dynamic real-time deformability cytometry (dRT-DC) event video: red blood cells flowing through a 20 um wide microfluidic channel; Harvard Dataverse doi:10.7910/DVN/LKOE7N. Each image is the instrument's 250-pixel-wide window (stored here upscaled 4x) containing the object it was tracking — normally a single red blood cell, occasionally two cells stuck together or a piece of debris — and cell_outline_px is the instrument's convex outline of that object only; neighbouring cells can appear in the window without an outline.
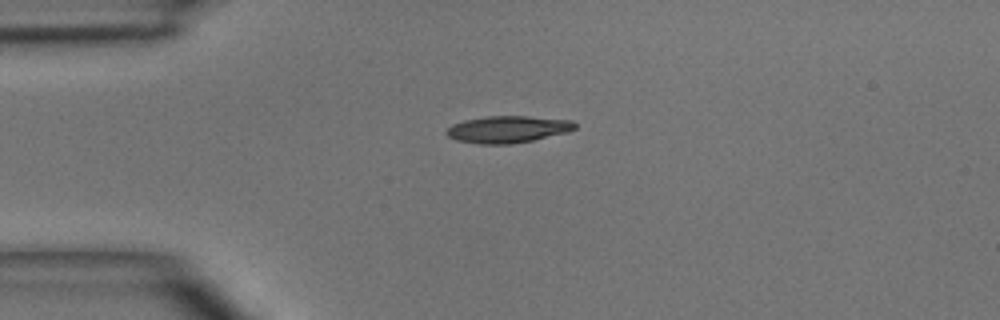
{"species": "common noctule bat (a hibernating species)", "species_latin": "Nyctalus noctula", "temperature_condition": "room temperature", "stored_images_in_passage": 4, "camera_frame_rate_fps": 3000, "um_per_image_px": 0.085, "animal": {"sex": "male", "body_mass_g": 15.6}, "frame": {"image": 1, "passage_image": 1, "time_ms": 0.0, "image_size_px": [1000, 320], "cell_outline_px": [[576, 128], [568, 132], [532, 140], [512, 144], [480, 144], [456, 140], [448, 136], [444, 132], [452, 124], [464, 120], [484, 116], [528, 116], [572, 120], [576, 124]], "centroid_in_image_um": [43.15, 10.98], "position_along_channel_um": 41.9, "area_um2": 20.23}}
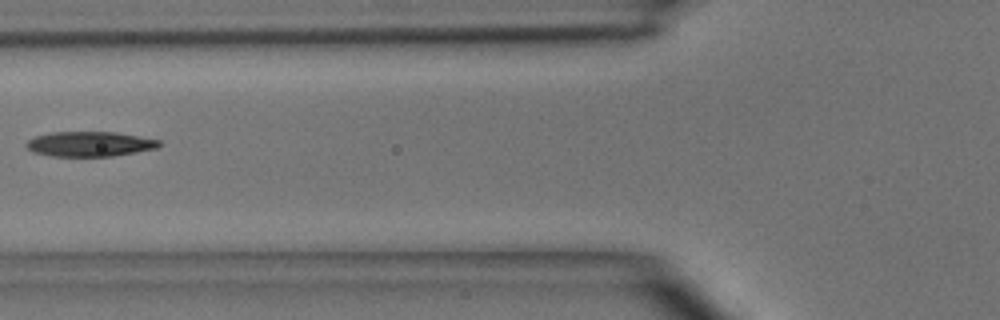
{"frame": {"image": 2, "passage_image": 3, "time_ms": 2.333, "image_size_px": [1000, 320], "cell_outline_px": [[160, 144], [156, 148], [136, 152], [112, 156], [52, 156], [32, 152], [24, 144], [28, 140], [36, 136], [52, 132], [116, 132], [160, 140]], "centroid_in_image_um": [7.6, 12.24], "position_along_channel_um": 118.2, "area_um2": 19.19}}